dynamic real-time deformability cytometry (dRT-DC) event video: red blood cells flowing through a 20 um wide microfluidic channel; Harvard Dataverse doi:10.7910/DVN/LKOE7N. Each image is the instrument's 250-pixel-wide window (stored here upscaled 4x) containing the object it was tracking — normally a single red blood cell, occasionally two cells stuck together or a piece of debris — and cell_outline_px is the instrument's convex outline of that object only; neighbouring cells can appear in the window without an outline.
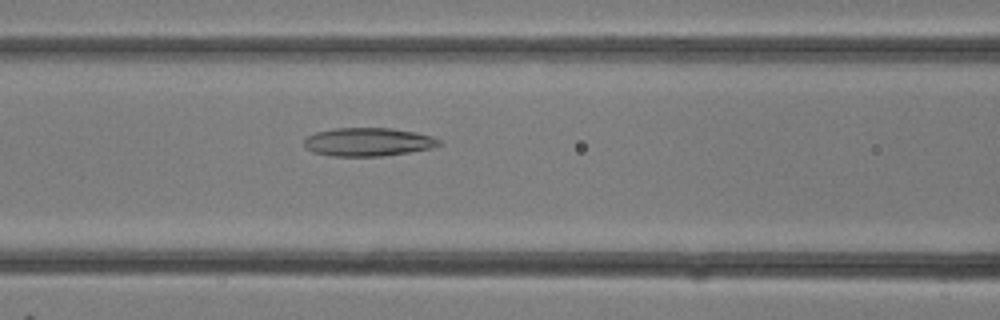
{"species": "common noctule bat (a hibernating species)", "species_latin": "Nyctalus noctula", "temperature_condition": "room temperature", "stored_images_in_passage": 27, "camera_frame_rate_fps": 3000, "um_per_image_px": 0.085, "animal": {"sex": "female"}, "frame": {"image": 1, "passage_image": 9, "time_ms": 2.667, "image_size_px": [1000, 320], "cell_outline_px": [[444, 144], [432, 148], [408, 152], [380, 156], [332, 156], [312, 152], [304, 144], [304, 140], [308, 136], [316, 132], [332, 128], [392, 128], [416, 132], [432, 136], [440, 140]], "centroid_in_image_um": [31.31, 12.06], "position_along_channel_um": 135.3, "area_um2": 22.37}}
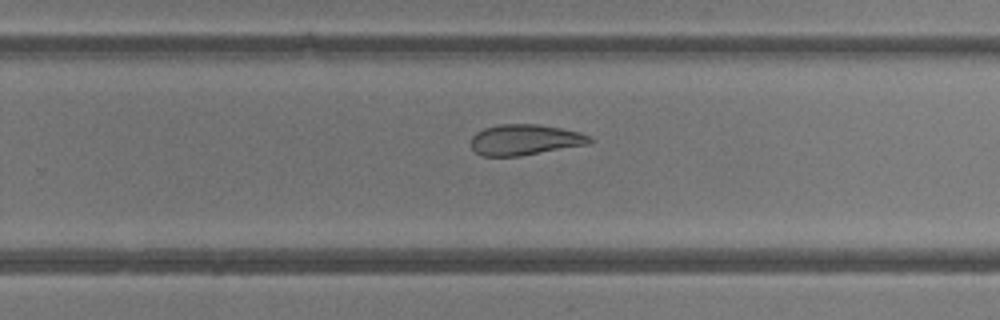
{"frame": {"image": 2, "passage_image": 16, "time_ms": 5.0, "image_size_px": [1000, 320], "cell_outline_px": [[592, 144], [520, 156], [480, 156], [472, 148], [472, 136], [476, 132], [484, 128], [500, 124], [536, 124], [560, 128], [580, 132], [588, 136], [592, 140]], "centroid_in_image_um": [44.63, 11.89], "position_along_channel_um": 285.2, "area_um2": 21.33}}
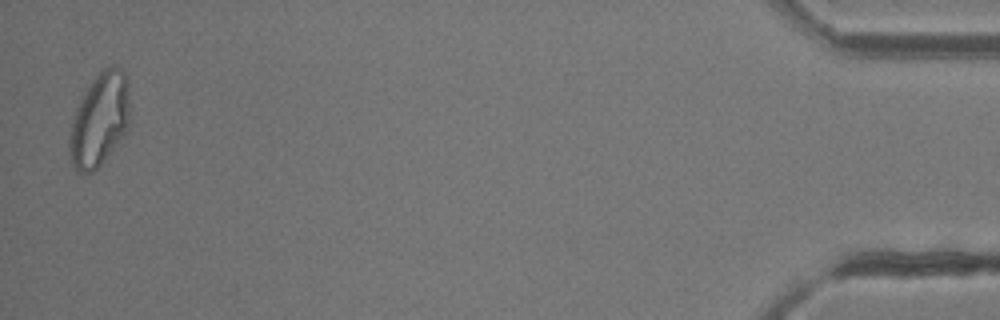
{"frame": {"image": 3, "passage_image": 27, "time_ms": 8.667, "image_size_px": [1000, 320], "cell_outline_px": [[128, 128], [124, 136], [104, 160], [92, 172], [76, 172], [72, 164], [68, 152], [68, 140], [76, 108], [80, 96], [92, 80], [104, 68], [116, 64], [128, 76]], "centroid_in_image_um": [8.45, 10.16], "position_along_channel_um": 426.8, "area_um2": 32.95}}